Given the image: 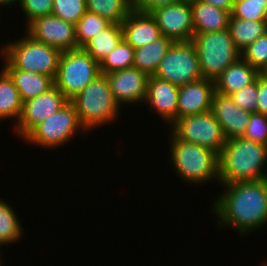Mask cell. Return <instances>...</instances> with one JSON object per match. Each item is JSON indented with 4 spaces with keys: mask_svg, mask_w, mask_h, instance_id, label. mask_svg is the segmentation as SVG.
Masks as SVG:
<instances>
[{
    "mask_svg": "<svg viewBox=\"0 0 267 266\" xmlns=\"http://www.w3.org/2000/svg\"><path fill=\"white\" fill-rule=\"evenodd\" d=\"M68 102L55 85L37 97L23 102L20 119L13 127L15 133H18L16 136L19 135L23 139L36 125L55 114Z\"/></svg>",
    "mask_w": 267,
    "mask_h": 266,
    "instance_id": "cell-12",
    "label": "cell"
},
{
    "mask_svg": "<svg viewBox=\"0 0 267 266\" xmlns=\"http://www.w3.org/2000/svg\"><path fill=\"white\" fill-rule=\"evenodd\" d=\"M122 39L123 31L121 24L111 23L104 30H100L82 48L100 64Z\"/></svg>",
    "mask_w": 267,
    "mask_h": 266,
    "instance_id": "cell-23",
    "label": "cell"
},
{
    "mask_svg": "<svg viewBox=\"0 0 267 266\" xmlns=\"http://www.w3.org/2000/svg\"><path fill=\"white\" fill-rule=\"evenodd\" d=\"M211 112L221 125L226 139L242 137L251 112L239 108L230 96L214 93Z\"/></svg>",
    "mask_w": 267,
    "mask_h": 266,
    "instance_id": "cell-17",
    "label": "cell"
},
{
    "mask_svg": "<svg viewBox=\"0 0 267 266\" xmlns=\"http://www.w3.org/2000/svg\"><path fill=\"white\" fill-rule=\"evenodd\" d=\"M2 247V245L0 244V248ZM0 251H1V249H0ZM1 254V253H0ZM2 257H1V255H0V266H2Z\"/></svg>",
    "mask_w": 267,
    "mask_h": 266,
    "instance_id": "cell-41",
    "label": "cell"
},
{
    "mask_svg": "<svg viewBox=\"0 0 267 266\" xmlns=\"http://www.w3.org/2000/svg\"><path fill=\"white\" fill-rule=\"evenodd\" d=\"M11 204L0 198V244L10 245L20 241L23 228Z\"/></svg>",
    "mask_w": 267,
    "mask_h": 266,
    "instance_id": "cell-27",
    "label": "cell"
},
{
    "mask_svg": "<svg viewBox=\"0 0 267 266\" xmlns=\"http://www.w3.org/2000/svg\"><path fill=\"white\" fill-rule=\"evenodd\" d=\"M178 95L179 86L149 76L144 104H148L158 117L171 126L177 120Z\"/></svg>",
    "mask_w": 267,
    "mask_h": 266,
    "instance_id": "cell-16",
    "label": "cell"
},
{
    "mask_svg": "<svg viewBox=\"0 0 267 266\" xmlns=\"http://www.w3.org/2000/svg\"><path fill=\"white\" fill-rule=\"evenodd\" d=\"M172 44L171 39L162 35L145 46L135 48L133 67L141 70L148 77L153 76Z\"/></svg>",
    "mask_w": 267,
    "mask_h": 266,
    "instance_id": "cell-22",
    "label": "cell"
},
{
    "mask_svg": "<svg viewBox=\"0 0 267 266\" xmlns=\"http://www.w3.org/2000/svg\"><path fill=\"white\" fill-rule=\"evenodd\" d=\"M70 102L74 105L79 121L87 133L101 125H109L113 120L116 121L121 109L103 74H99Z\"/></svg>",
    "mask_w": 267,
    "mask_h": 266,
    "instance_id": "cell-5",
    "label": "cell"
},
{
    "mask_svg": "<svg viewBox=\"0 0 267 266\" xmlns=\"http://www.w3.org/2000/svg\"><path fill=\"white\" fill-rule=\"evenodd\" d=\"M19 5L25 14L27 26L38 17L51 15L53 0H21Z\"/></svg>",
    "mask_w": 267,
    "mask_h": 266,
    "instance_id": "cell-35",
    "label": "cell"
},
{
    "mask_svg": "<svg viewBox=\"0 0 267 266\" xmlns=\"http://www.w3.org/2000/svg\"><path fill=\"white\" fill-rule=\"evenodd\" d=\"M112 22L98 14L86 11L75 24L77 48H82L91 38L107 28Z\"/></svg>",
    "mask_w": 267,
    "mask_h": 266,
    "instance_id": "cell-29",
    "label": "cell"
},
{
    "mask_svg": "<svg viewBox=\"0 0 267 266\" xmlns=\"http://www.w3.org/2000/svg\"><path fill=\"white\" fill-rule=\"evenodd\" d=\"M23 109V102L17 88L8 73L0 69V121L15 119L18 123Z\"/></svg>",
    "mask_w": 267,
    "mask_h": 266,
    "instance_id": "cell-24",
    "label": "cell"
},
{
    "mask_svg": "<svg viewBox=\"0 0 267 266\" xmlns=\"http://www.w3.org/2000/svg\"><path fill=\"white\" fill-rule=\"evenodd\" d=\"M258 76L259 71L240 57L215 80L216 92L230 96L234 92L254 83Z\"/></svg>",
    "mask_w": 267,
    "mask_h": 266,
    "instance_id": "cell-19",
    "label": "cell"
},
{
    "mask_svg": "<svg viewBox=\"0 0 267 266\" xmlns=\"http://www.w3.org/2000/svg\"><path fill=\"white\" fill-rule=\"evenodd\" d=\"M86 11L121 24L133 10V0H85Z\"/></svg>",
    "mask_w": 267,
    "mask_h": 266,
    "instance_id": "cell-26",
    "label": "cell"
},
{
    "mask_svg": "<svg viewBox=\"0 0 267 266\" xmlns=\"http://www.w3.org/2000/svg\"><path fill=\"white\" fill-rule=\"evenodd\" d=\"M182 0H133V9L150 14L158 8L178 3Z\"/></svg>",
    "mask_w": 267,
    "mask_h": 266,
    "instance_id": "cell-36",
    "label": "cell"
},
{
    "mask_svg": "<svg viewBox=\"0 0 267 266\" xmlns=\"http://www.w3.org/2000/svg\"><path fill=\"white\" fill-rule=\"evenodd\" d=\"M20 1L21 0H0V7H4V6H11V5H13L14 3H15V5H17V3L18 4H20Z\"/></svg>",
    "mask_w": 267,
    "mask_h": 266,
    "instance_id": "cell-39",
    "label": "cell"
},
{
    "mask_svg": "<svg viewBox=\"0 0 267 266\" xmlns=\"http://www.w3.org/2000/svg\"><path fill=\"white\" fill-rule=\"evenodd\" d=\"M242 137L267 146V115L257 112L251 113Z\"/></svg>",
    "mask_w": 267,
    "mask_h": 266,
    "instance_id": "cell-33",
    "label": "cell"
},
{
    "mask_svg": "<svg viewBox=\"0 0 267 266\" xmlns=\"http://www.w3.org/2000/svg\"><path fill=\"white\" fill-rule=\"evenodd\" d=\"M190 6L194 35L196 33H209L228 29L231 16L229 11L199 0H191Z\"/></svg>",
    "mask_w": 267,
    "mask_h": 266,
    "instance_id": "cell-20",
    "label": "cell"
},
{
    "mask_svg": "<svg viewBox=\"0 0 267 266\" xmlns=\"http://www.w3.org/2000/svg\"><path fill=\"white\" fill-rule=\"evenodd\" d=\"M123 39L134 49L145 46L162 36L151 14L133 9L121 23Z\"/></svg>",
    "mask_w": 267,
    "mask_h": 266,
    "instance_id": "cell-18",
    "label": "cell"
},
{
    "mask_svg": "<svg viewBox=\"0 0 267 266\" xmlns=\"http://www.w3.org/2000/svg\"><path fill=\"white\" fill-rule=\"evenodd\" d=\"M224 192L212 200L218 228L231 227L242 234H250L267 225V181L237 182L223 185ZM226 190V191H225ZM217 199V200H216ZM253 230V231H252Z\"/></svg>",
    "mask_w": 267,
    "mask_h": 266,
    "instance_id": "cell-1",
    "label": "cell"
},
{
    "mask_svg": "<svg viewBox=\"0 0 267 266\" xmlns=\"http://www.w3.org/2000/svg\"><path fill=\"white\" fill-rule=\"evenodd\" d=\"M228 30L234 45L242 52L249 44L267 32V21L230 18Z\"/></svg>",
    "mask_w": 267,
    "mask_h": 266,
    "instance_id": "cell-25",
    "label": "cell"
},
{
    "mask_svg": "<svg viewBox=\"0 0 267 266\" xmlns=\"http://www.w3.org/2000/svg\"><path fill=\"white\" fill-rule=\"evenodd\" d=\"M99 74V64L83 48L64 51L54 85L70 101Z\"/></svg>",
    "mask_w": 267,
    "mask_h": 266,
    "instance_id": "cell-7",
    "label": "cell"
},
{
    "mask_svg": "<svg viewBox=\"0 0 267 266\" xmlns=\"http://www.w3.org/2000/svg\"><path fill=\"white\" fill-rule=\"evenodd\" d=\"M199 1L211 4L217 8L229 11L231 13L235 0H199Z\"/></svg>",
    "mask_w": 267,
    "mask_h": 266,
    "instance_id": "cell-38",
    "label": "cell"
},
{
    "mask_svg": "<svg viewBox=\"0 0 267 266\" xmlns=\"http://www.w3.org/2000/svg\"><path fill=\"white\" fill-rule=\"evenodd\" d=\"M241 57L256 70L267 64V32L249 44L242 52Z\"/></svg>",
    "mask_w": 267,
    "mask_h": 266,
    "instance_id": "cell-32",
    "label": "cell"
},
{
    "mask_svg": "<svg viewBox=\"0 0 267 266\" xmlns=\"http://www.w3.org/2000/svg\"><path fill=\"white\" fill-rule=\"evenodd\" d=\"M170 128L169 130L180 140L206 147L218 155L227 140L221 125L211 111L179 118Z\"/></svg>",
    "mask_w": 267,
    "mask_h": 266,
    "instance_id": "cell-10",
    "label": "cell"
},
{
    "mask_svg": "<svg viewBox=\"0 0 267 266\" xmlns=\"http://www.w3.org/2000/svg\"><path fill=\"white\" fill-rule=\"evenodd\" d=\"M134 48L124 39L99 64L100 74L133 67Z\"/></svg>",
    "mask_w": 267,
    "mask_h": 266,
    "instance_id": "cell-28",
    "label": "cell"
},
{
    "mask_svg": "<svg viewBox=\"0 0 267 266\" xmlns=\"http://www.w3.org/2000/svg\"><path fill=\"white\" fill-rule=\"evenodd\" d=\"M161 34L173 42L191 41L194 36L190 1L182 0L150 13Z\"/></svg>",
    "mask_w": 267,
    "mask_h": 266,
    "instance_id": "cell-13",
    "label": "cell"
},
{
    "mask_svg": "<svg viewBox=\"0 0 267 266\" xmlns=\"http://www.w3.org/2000/svg\"><path fill=\"white\" fill-rule=\"evenodd\" d=\"M80 131L87 134L79 121L74 105L69 101L55 114L36 125L23 140L50 150L71 142L70 140L75 138L73 136H77V132Z\"/></svg>",
    "mask_w": 267,
    "mask_h": 266,
    "instance_id": "cell-8",
    "label": "cell"
},
{
    "mask_svg": "<svg viewBox=\"0 0 267 266\" xmlns=\"http://www.w3.org/2000/svg\"><path fill=\"white\" fill-rule=\"evenodd\" d=\"M197 50L203 78L215 81L221 73L241 57L228 29L196 33L191 40Z\"/></svg>",
    "mask_w": 267,
    "mask_h": 266,
    "instance_id": "cell-6",
    "label": "cell"
},
{
    "mask_svg": "<svg viewBox=\"0 0 267 266\" xmlns=\"http://www.w3.org/2000/svg\"><path fill=\"white\" fill-rule=\"evenodd\" d=\"M117 104L144 103L148 76L141 70L131 67L104 74ZM133 103V104H132Z\"/></svg>",
    "mask_w": 267,
    "mask_h": 266,
    "instance_id": "cell-14",
    "label": "cell"
},
{
    "mask_svg": "<svg viewBox=\"0 0 267 266\" xmlns=\"http://www.w3.org/2000/svg\"><path fill=\"white\" fill-rule=\"evenodd\" d=\"M215 81L202 78L179 86L177 119L211 111Z\"/></svg>",
    "mask_w": 267,
    "mask_h": 266,
    "instance_id": "cell-15",
    "label": "cell"
},
{
    "mask_svg": "<svg viewBox=\"0 0 267 266\" xmlns=\"http://www.w3.org/2000/svg\"><path fill=\"white\" fill-rule=\"evenodd\" d=\"M259 76L267 80V64L259 70Z\"/></svg>",
    "mask_w": 267,
    "mask_h": 266,
    "instance_id": "cell-40",
    "label": "cell"
},
{
    "mask_svg": "<svg viewBox=\"0 0 267 266\" xmlns=\"http://www.w3.org/2000/svg\"><path fill=\"white\" fill-rule=\"evenodd\" d=\"M3 69L13 80L22 102L33 99L54 86V79L48 75L23 71L16 68Z\"/></svg>",
    "mask_w": 267,
    "mask_h": 266,
    "instance_id": "cell-21",
    "label": "cell"
},
{
    "mask_svg": "<svg viewBox=\"0 0 267 266\" xmlns=\"http://www.w3.org/2000/svg\"><path fill=\"white\" fill-rule=\"evenodd\" d=\"M218 163L222 185L265 179L267 146L243 137L227 139L218 155Z\"/></svg>",
    "mask_w": 267,
    "mask_h": 266,
    "instance_id": "cell-2",
    "label": "cell"
},
{
    "mask_svg": "<svg viewBox=\"0 0 267 266\" xmlns=\"http://www.w3.org/2000/svg\"><path fill=\"white\" fill-rule=\"evenodd\" d=\"M153 76L177 86L202 79L194 43L192 41L173 42Z\"/></svg>",
    "mask_w": 267,
    "mask_h": 266,
    "instance_id": "cell-9",
    "label": "cell"
},
{
    "mask_svg": "<svg viewBox=\"0 0 267 266\" xmlns=\"http://www.w3.org/2000/svg\"><path fill=\"white\" fill-rule=\"evenodd\" d=\"M4 45L0 49V57L4 61L2 68L31 71L55 79L62 53L60 50L34 40L27 33Z\"/></svg>",
    "mask_w": 267,
    "mask_h": 266,
    "instance_id": "cell-4",
    "label": "cell"
},
{
    "mask_svg": "<svg viewBox=\"0 0 267 266\" xmlns=\"http://www.w3.org/2000/svg\"><path fill=\"white\" fill-rule=\"evenodd\" d=\"M230 18L267 21V0H235Z\"/></svg>",
    "mask_w": 267,
    "mask_h": 266,
    "instance_id": "cell-30",
    "label": "cell"
},
{
    "mask_svg": "<svg viewBox=\"0 0 267 266\" xmlns=\"http://www.w3.org/2000/svg\"><path fill=\"white\" fill-rule=\"evenodd\" d=\"M86 12L85 0H53L51 15L74 25Z\"/></svg>",
    "mask_w": 267,
    "mask_h": 266,
    "instance_id": "cell-31",
    "label": "cell"
},
{
    "mask_svg": "<svg viewBox=\"0 0 267 266\" xmlns=\"http://www.w3.org/2000/svg\"><path fill=\"white\" fill-rule=\"evenodd\" d=\"M25 28L26 33L34 40L52 46L61 52L77 49L75 25L59 17L41 16Z\"/></svg>",
    "mask_w": 267,
    "mask_h": 266,
    "instance_id": "cell-11",
    "label": "cell"
},
{
    "mask_svg": "<svg viewBox=\"0 0 267 266\" xmlns=\"http://www.w3.org/2000/svg\"><path fill=\"white\" fill-rule=\"evenodd\" d=\"M259 266H267V262L266 261L262 262L261 265H259Z\"/></svg>",
    "mask_w": 267,
    "mask_h": 266,
    "instance_id": "cell-42",
    "label": "cell"
},
{
    "mask_svg": "<svg viewBox=\"0 0 267 266\" xmlns=\"http://www.w3.org/2000/svg\"><path fill=\"white\" fill-rule=\"evenodd\" d=\"M169 158L177 176L185 183H219L218 154L211 149L180 140L170 130Z\"/></svg>",
    "mask_w": 267,
    "mask_h": 266,
    "instance_id": "cell-3",
    "label": "cell"
},
{
    "mask_svg": "<svg viewBox=\"0 0 267 266\" xmlns=\"http://www.w3.org/2000/svg\"><path fill=\"white\" fill-rule=\"evenodd\" d=\"M257 113L267 115V80L258 76Z\"/></svg>",
    "mask_w": 267,
    "mask_h": 266,
    "instance_id": "cell-37",
    "label": "cell"
},
{
    "mask_svg": "<svg viewBox=\"0 0 267 266\" xmlns=\"http://www.w3.org/2000/svg\"><path fill=\"white\" fill-rule=\"evenodd\" d=\"M230 97L239 108L251 113L256 112L258 97V78L254 83L231 94Z\"/></svg>",
    "mask_w": 267,
    "mask_h": 266,
    "instance_id": "cell-34",
    "label": "cell"
}]
</instances>
